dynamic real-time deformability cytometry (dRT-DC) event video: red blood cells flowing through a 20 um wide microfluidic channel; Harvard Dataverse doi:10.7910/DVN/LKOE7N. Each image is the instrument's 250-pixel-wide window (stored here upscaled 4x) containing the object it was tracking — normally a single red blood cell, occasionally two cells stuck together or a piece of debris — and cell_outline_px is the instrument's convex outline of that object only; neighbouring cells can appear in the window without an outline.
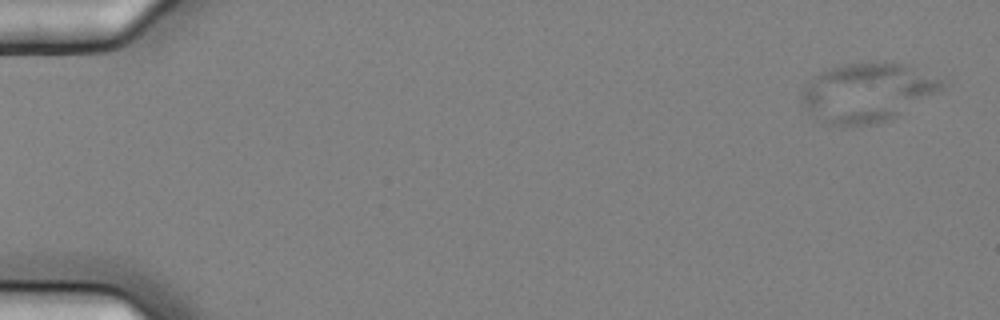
{"species": "common noctule bat (a hibernating species)", "species_latin": "Nyctalus noctula", "temperature_condition": "cold", "stored_images_in_passage": 5, "camera_frame_rate_fps": 3000, "um_per_image_px": 0.085, "animal": {"sex": "female", "body_mass_g": 25.1}, "frame": {"image": 1, "passage_image": 1, "time_ms": 0.0, "image_size_px": [1000, 320], "cell_outline_px": [[944, 88], [940, 92], [892, 120], [876, 124], [832, 124], [820, 120], [800, 100], [800, 96], [804, 88], [812, 76], [828, 68], [844, 64], [884, 60], [904, 64], [940, 80], [944, 84]], "centroid_in_image_um": [73.74, 7.83], "position_along_channel_um": 11.3, "area_um2": 48.03}}